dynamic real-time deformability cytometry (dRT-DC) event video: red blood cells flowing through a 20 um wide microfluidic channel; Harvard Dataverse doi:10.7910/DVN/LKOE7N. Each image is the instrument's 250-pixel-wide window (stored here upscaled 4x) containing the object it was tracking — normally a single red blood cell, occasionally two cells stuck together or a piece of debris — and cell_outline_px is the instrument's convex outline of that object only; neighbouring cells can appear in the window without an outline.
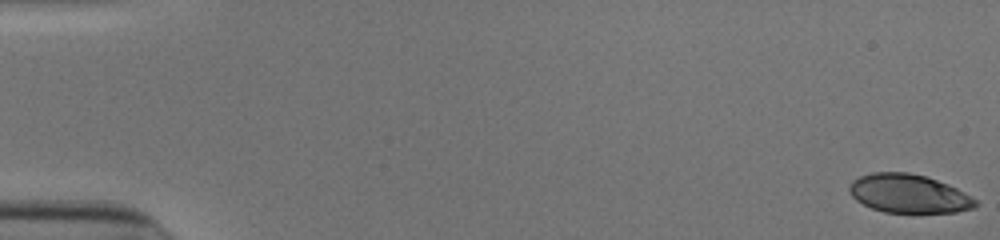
{"species": "human", "species_latin": "Homo sapiens", "temperature_condition": "cold", "stored_images_in_passage": 53, "camera_frame_rate_fps": 3000, "um_per_image_px": 0.085, "donor": {"sex": "male"}, "frame": {"image": 1, "passage_image": 1, "time_ms": 0.0, "image_size_px": [1000, 240], "cell_outline_px": [[980, 204], [976, 208], [956, 212], [884, 212], [872, 208], [856, 200], [852, 196], [848, 188], [848, 184], [852, 180], [860, 176], [872, 172], [908, 172], [924, 176], [948, 184], [964, 192], [976, 200]], "centroid_in_image_um": [77.24, 16.46], "position_along_channel_um": 7.8, "area_um2": 28.38}}
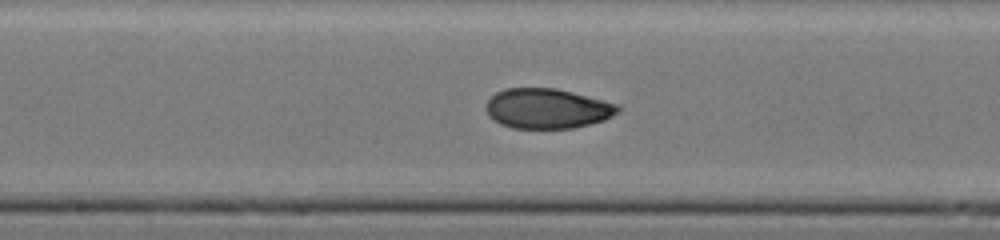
{"frame": {"image": 2, "passage_image": 29, "time_ms": 9.333, "image_size_px": [1000, 240], "cell_outline_px": [[620, 112], [604, 120], [576, 128], [512, 128], [500, 124], [488, 116], [488, 100], [496, 92], [504, 88], [556, 88], [620, 104]], "centroid_in_image_um": [46.56, 9.23], "position_along_channel_um": 201.6, "area_um2": 30.81}}
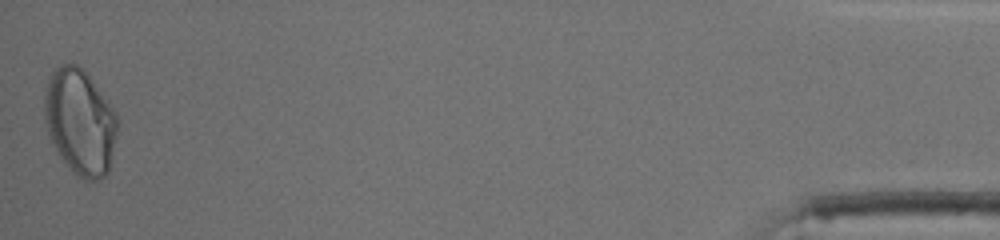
{"frame": {"image": 3, "passage_image": 53, "time_ms": 17.333, "image_size_px": [1000, 240], "cell_outline_px": [[116, 132], [108, 172], [104, 176], [96, 180], [84, 180], [76, 176], [60, 156], [48, 136], [44, 120], [44, 96], [48, 76], [60, 64], [76, 64], [88, 72], [108, 100], [116, 116]], "centroid_in_image_um": [6.76, 10.32], "position_along_channel_um": 428.4, "area_um2": 45.03}, "authors_computed_cell_mechanics": {"area_um2": 30.9808, "velocity_mm_per_s": 3.9182, "shape_relaxation_time_tau1_ms": null, "shape_relaxation_time_tau2_ms": 0.961, "deformation_change_tau1": null, "deformation_change_tau2": 0.0484}}